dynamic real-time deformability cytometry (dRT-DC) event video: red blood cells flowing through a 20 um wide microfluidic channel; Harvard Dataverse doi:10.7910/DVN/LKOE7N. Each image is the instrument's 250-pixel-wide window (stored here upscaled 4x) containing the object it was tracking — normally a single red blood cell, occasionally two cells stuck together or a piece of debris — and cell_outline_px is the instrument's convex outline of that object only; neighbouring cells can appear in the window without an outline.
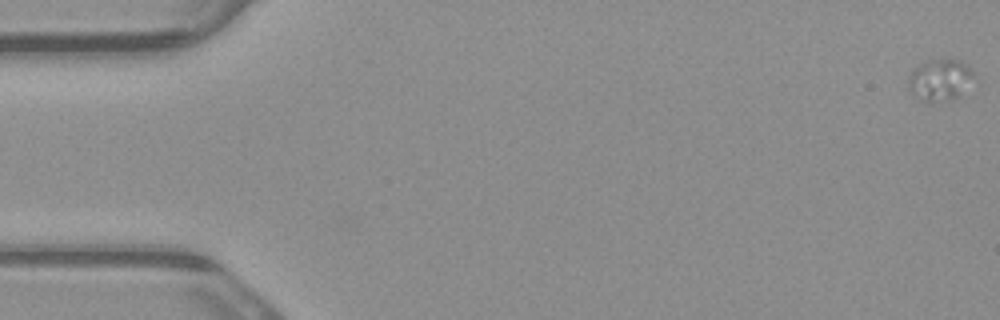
{"species": "common noctule bat (a hibernating species)", "species_latin": "Nyctalus noctula", "temperature_condition": "warm", "stored_images_in_passage": 6, "segment_of_instrument_passage": [1, 2], "camera_frame_rate_fps": 3000, "um_per_image_px": 0.085, "animal": {"sex": "male", "body_mass_g": 23.1, "forearm_length_mm": 52.7}, "frame": {"image": 1, "passage_image": 1, "time_ms": 0.0, "image_size_px": [1000, 320], "cell_outline_px": [[972, 76], [956, 96], [952, 100], [924, 100], [912, 96], [908, 88], [908, 76], [912, 68], [928, 60], [960, 60], [968, 64], [972, 72]], "centroid_in_image_um": [79.79, 6.75], "position_along_channel_um": 5.2, "area_um2": 15.26}}
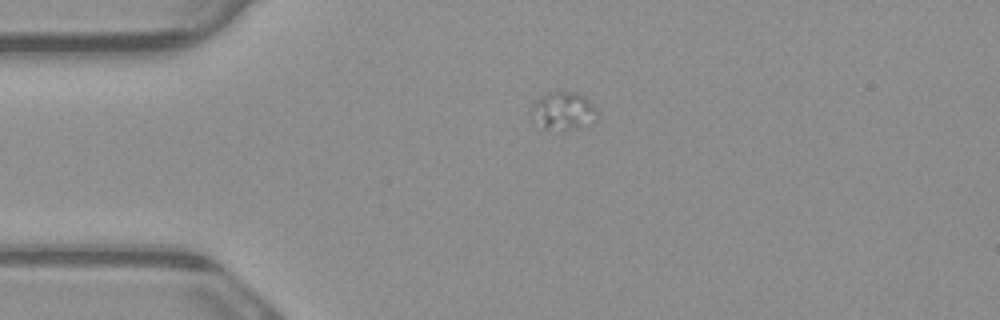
{"frame": {"image": 2, "passage_image": 4, "time_ms": 1.0, "image_size_px": [1000, 320], "cell_outline_px": [[596, 120], [572, 128], [544, 128], [528, 112], [532, 104], [540, 96], [548, 92], [576, 92], [584, 96], [596, 108]], "centroid_in_image_um": [47.83, 9.37], "position_along_channel_um": 37.2, "area_um2": 14.05}}